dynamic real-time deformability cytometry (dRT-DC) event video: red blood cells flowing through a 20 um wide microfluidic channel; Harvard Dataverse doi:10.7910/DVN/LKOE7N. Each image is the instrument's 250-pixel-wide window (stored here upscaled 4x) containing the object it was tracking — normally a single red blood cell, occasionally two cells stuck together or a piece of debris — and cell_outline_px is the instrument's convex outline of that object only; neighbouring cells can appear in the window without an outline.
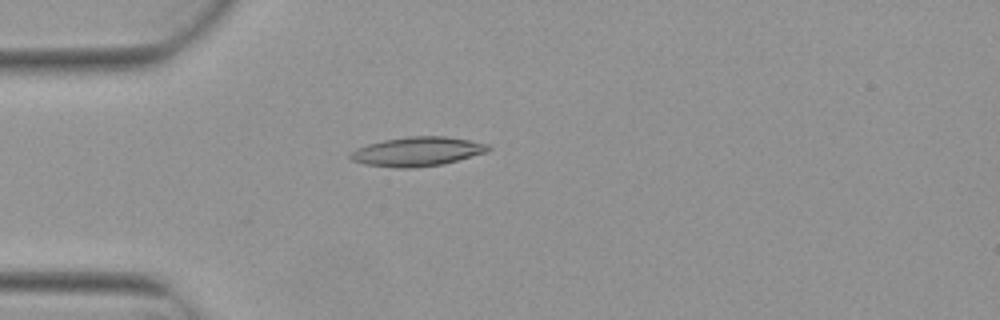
{"species": "Egyptian fruit bat (a non-hibernating species)", "species_latin": "Rousettus aegyptiacus", "temperature_condition": "warm", "stored_images_in_passage": 2, "camera_frame_rate_fps": 3000, "um_per_image_px": 0.085, "animal": {"sex": "female"}, "frame": {"image": 1, "passage_image": 2, "time_ms": 0.333, "image_size_px": [1000, 320], "cell_outline_px": [[492, 148], [488, 152], [444, 164], [412, 168], [400, 168], [364, 164], [352, 160], [348, 156], [356, 148], [368, 144], [384, 140], [408, 136], [444, 136], [468, 140], [488, 144]], "centroid_in_image_um": [35.49, 12.88], "position_along_channel_um": 49.5, "area_um2": 23.47}}